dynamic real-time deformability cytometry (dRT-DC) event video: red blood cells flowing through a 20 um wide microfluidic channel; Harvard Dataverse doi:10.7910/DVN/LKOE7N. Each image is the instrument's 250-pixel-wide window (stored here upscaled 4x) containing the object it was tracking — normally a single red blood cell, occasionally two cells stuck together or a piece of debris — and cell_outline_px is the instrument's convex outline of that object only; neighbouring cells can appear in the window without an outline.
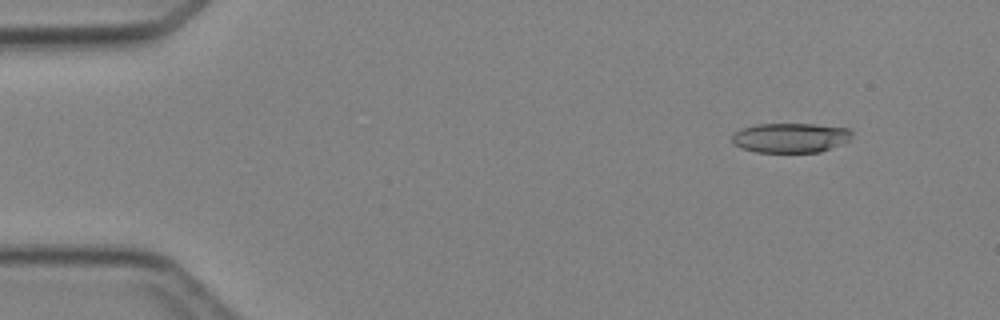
{"species": "Egyptian fruit bat (a non-hibernating species)", "species_latin": "Rousettus aegyptiacus", "temperature_condition": "cold", "stored_images_in_passage": 6, "camera_frame_rate_fps": 3000, "um_per_image_px": 0.085, "animal": {"sex": "female"}, "frame": {"image": 1, "passage_image": 2, "time_ms": 1.333, "image_size_px": [1000, 320], "cell_outline_px": [[852, 136], [848, 140], [840, 144], [820, 152], [756, 152], [740, 148], [732, 144], [732, 136], [736, 132], [744, 128], [756, 124], [816, 124], [848, 128], [852, 132]], "centroid_in_image_um": [67.17, 11.71], "position_along_channel_um": 17.8, "area_um2": 20.69}}
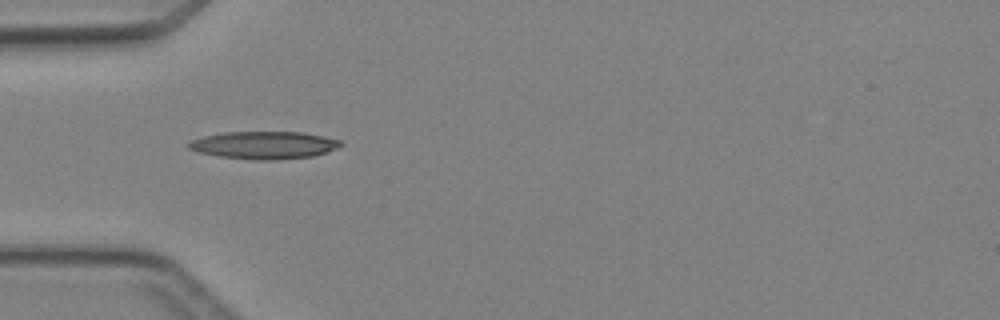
{"frame": {"image": 2, "passage_image": 5, "time_ms": 4.667, "image_size_px": [1000, 320], "cell_outline_px": [[344, 144], [336, 148], [312, 156], [276, 160], [256, 160], [220, 156], [200, 152], [188, 148], [184, 144], [192, 140], [204, 136], [224, 132], [304, 132], [324, 136], [340, 140]], "centroid_in_image_um": [22.44, 12.33], "position_along_channel_um": 62.6, "area_um2": 24.33}}
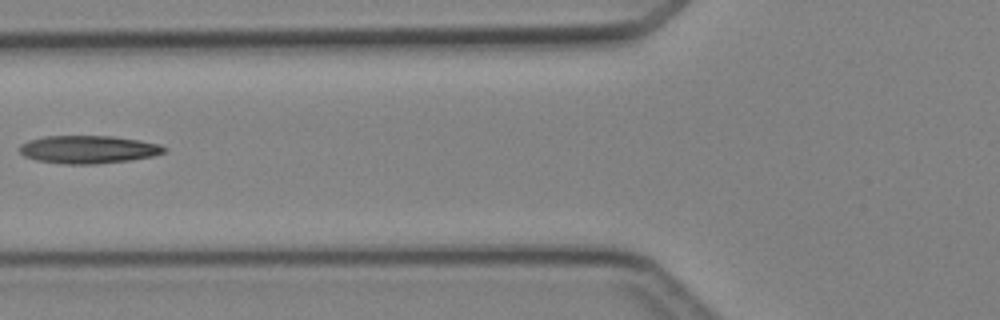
{"frame": {"image": 3, "passage_image": 6, "time_ms": 6.0, "image_size_px": [1000, 320], "cell_outline_px": [[168, 148], [164, 152], [152, 156], [132, 160], [96, 164], [64, 164], [36, 160], [24, 156], [20, 152], [20, 144], [28, 140], [44, 136], [112, 136], [140, 140], [160, 144]], "centroid_in_image_um": [7.51, 12.7], "position_along_channel_um": 118.3, "area_um2": 23.64}}